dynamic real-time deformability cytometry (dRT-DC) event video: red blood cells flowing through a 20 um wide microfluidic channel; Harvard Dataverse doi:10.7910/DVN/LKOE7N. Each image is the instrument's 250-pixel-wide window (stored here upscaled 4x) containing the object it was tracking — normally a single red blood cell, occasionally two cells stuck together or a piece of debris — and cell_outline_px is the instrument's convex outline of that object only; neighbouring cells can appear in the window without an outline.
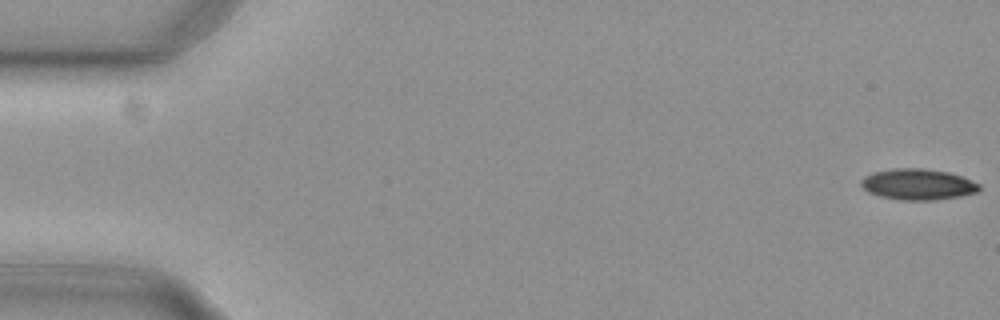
{"species": "common noctule bat (a hibernating species)", "species_latin": "Nyctalus noctula", "temperature_condition": "cold", "stored_images_in_passage": 55, "camera_frame_rate_fps": 3000, "um_per_image_px": 0.085, "animal": {"sex": "female", "body_mass_g": 29.2, "forearm_length_mm": 56.3}, "frame": {"image": 1, "passage_image": 1, "time_ms": 0.0, "image_size_px": [1000, 320], "cell_outline_px": [[980, 188], [976, 192], [960, 196], [936, 200], [900, 200], [880, 196], [868, 192], [860, 184], [860, 180], [864, 176], [872, 172], [892, 168], [920, 168], [948, 172], [960, 176], [980, 184]], "centroid_in_image_um": [77.98, 15.67], "position_along_channel_um": 7.0, "area_um2": 21.33}}
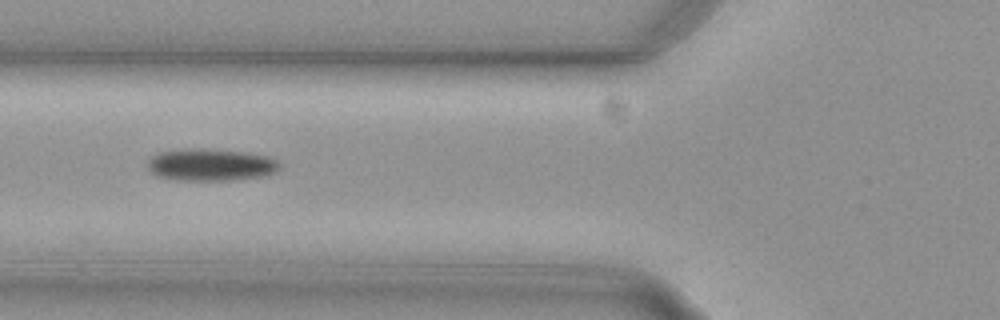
{"frame": {"image": 2, "passage_image": 21, "time_ms": 6.667, "image_size_px": [1000, 320], "cell_outline_px": [[280, 168], [276, 172], [260, 176], [232, 180], [180, 180], [156, 176], [148, 168], [148, 160], [156, 152], [188, 148], [200, 148], [244, 152], [268, 156], [276, 160], [280, 164]], "centroid_in_image_um": [17.89, 14.0], "position_along_channel_um": 107.9, "area_um2": 24.74}}
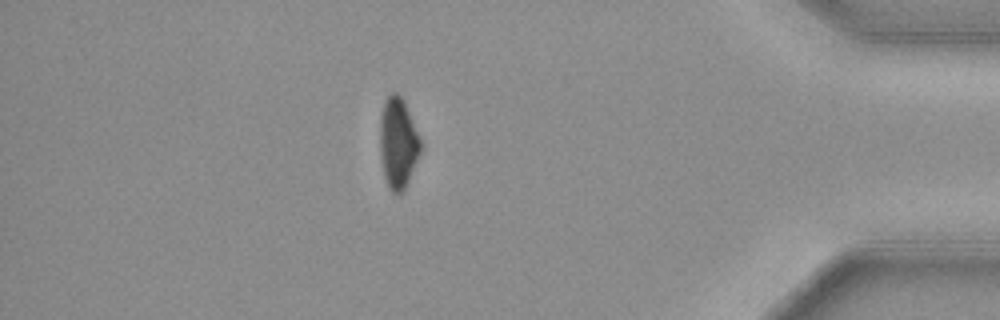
{"frame": {"image": 3, "passage_image": 48, "time_ms": 15.667, "image_size_px": [1000, 320], "cell_outline_px": [[420, 152], [408, 180], [404, 188], [400, 192], [392, 192], [388, 188], [384, 176], [380, 152], [380, 116], [384, 100], [392, 92], [396, 92], [404, 100], [420, 140]], "centroid_in_image_um": [33.8, 12.12], "position_along_channel_um": 401.4, "area_um2": 21.04}, "authors_computed_cell_mechanics": {"area_um2": 23.0622, "velocity_mm_per_s": 3.7525, "shape_relaxation_time_tau1_ms": 3.1792, "shape_relaxation_time_tau2_ms": null, "deformation_change_tau1": 0.1081, "deformation_change_tau2": null}}